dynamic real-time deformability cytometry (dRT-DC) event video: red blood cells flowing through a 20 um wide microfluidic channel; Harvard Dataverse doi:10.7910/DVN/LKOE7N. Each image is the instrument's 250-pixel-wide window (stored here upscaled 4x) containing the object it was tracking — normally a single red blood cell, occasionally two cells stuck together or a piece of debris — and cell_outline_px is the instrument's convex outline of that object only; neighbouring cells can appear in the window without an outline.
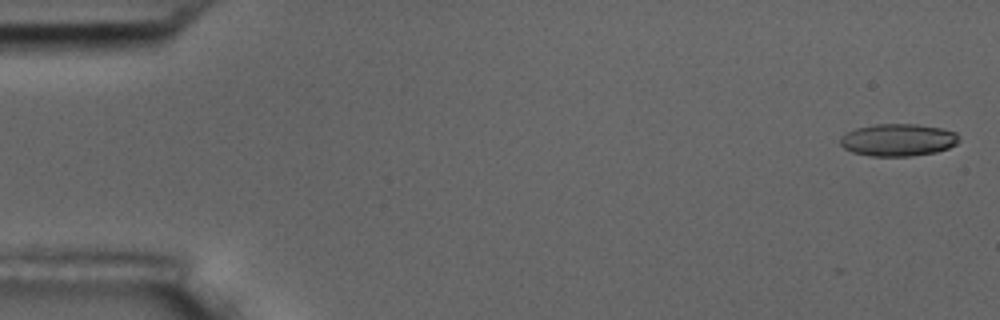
{"species": "common noctule bat (a hibernating species)", "species_latin": "Nyctalus noctula", "temperature_condition": "room temperature", "stored_images_in_passage": 15, "camera_frame_rate_fps": 3000, "um_per_image_px": 0.085, "animal": {"sex": "male", "body_mass_g": 17.5, "forearm_length_mm": 52.3}, "frame": {"image": 1, "passage_image": 1, "time_ms": 0.0, "image_size_px": [1000, 320], "cell_outline_px": [[960, 140], [956, 144], [948, 148], [936, 152], [912, 156], [872, 156], [852, 152], [844, 148], [840, 144], [840, 136], [856, 128], [876, 124], [916, 124], [940, 128], [956, 132]], "centroid_in_image_um": [76.33, 11.9], "position_along_channel_um": 8.7, "area_um2": 22.37}}
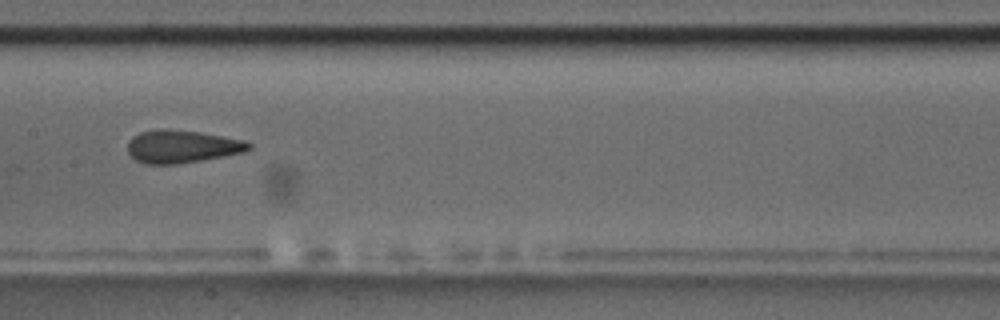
{"frame": {"image": 2, "passage_image": 8, "time_ms": 9.0, "image_size_px": [1000, 320], "cell_outline_px": [[252, 148], [244, 152], [200, 160], [176, 164], [144, 164], [136, 160], [128, 152], [128, 144], [132, 136], [140, 132], [160, 128], [168, 128], [200, 132], [244, 140], [252, 144]], "centroid_in_image_um": [15.45, 12.44], "position_along_channel_um": 191.9, "area_um2": 23.18}}
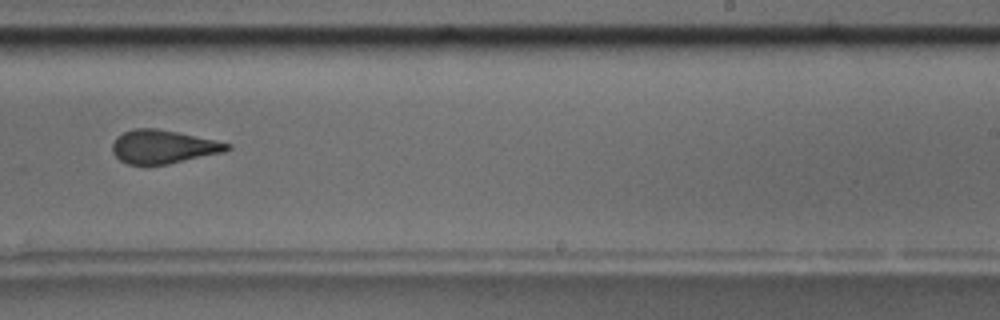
{"frame": {"image": 3, "passage_image": 10, "time_ms": 11.333, "image_size_px": [1000, 320], "cell_outline_px": [[232, 148], [224, 152], [168, 164], [128, 164], [120, 160], [112, 152], [112, 144], [116, 136], [132, 128], [156, 128], [176, 132], [232, 144]], "centroid_in_image_um": [13.85, 12.47], "position_along_channel_um": 275.2, "area_um2": 22.25}, "authors_computed_cell_mechanics": {"area_um2": 22.7154, "velocity_mm_per_s": 3.5777, "shape_relaxation_time_tau1_ms": 3.7661, "shape_relaxation_time_tau2_ms": 1.2231, "deformation_change_tau1": 0.1253, "deformation_change_tau2": 0.0836}}